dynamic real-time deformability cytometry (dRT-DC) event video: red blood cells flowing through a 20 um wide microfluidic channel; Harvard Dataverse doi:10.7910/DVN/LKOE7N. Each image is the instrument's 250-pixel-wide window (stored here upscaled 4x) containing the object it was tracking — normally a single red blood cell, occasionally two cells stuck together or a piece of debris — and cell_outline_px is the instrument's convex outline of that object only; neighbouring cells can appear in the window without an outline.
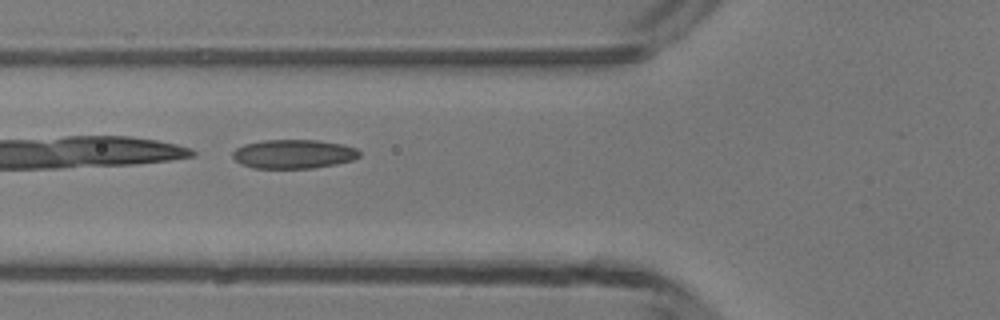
{"species": "common noctule bat (a hibernating species)", "species_latin": "Nyctalus noctula", "temperature_condition": "room temperature", "stored_images_in_passage": 5, "camera_frame_rate_fps": 3000, "um_per_image_px": 0.085, "animal": {"sex": "male", "body_mass_g": 13.3}, "frame": {"image": 1, "passage_image": 4, "time_ms": 4.333, "image_size_px": [1000, 320], "cell_outline_px": [[360, 156], [352, 160], [336, 164], [312, 168], [252, 168], [240, 164], [232, 156], [232, 152], [236, 148], [244, 144], [264, 140], [316, 140], [344, 144], [356, 148], [360, 152]], "centroid_in_image_um": [24.95, 13.09], "position_along_channel_um": 100.9, "area_um2": 21.5}}
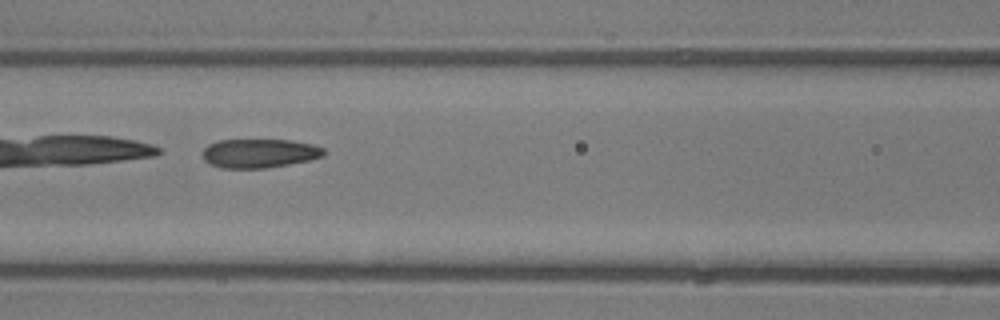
{"frame": {"image": 2, "passage_image": 5, "time_ms": 5.333, "image_size_px": [1000, 320], "cell_outline_px": [[324, 156], [308, 160], [268, 168], [220, 168], [208, 164], [204, 160], [204, 148], [208, 144], [220, 140], [292, 140], [312, 144], [324, 148]], "centroid_in_image_um": [22.03, 13.03], "position_along_channel_um": 144.6, "area_um2": 20.46}}